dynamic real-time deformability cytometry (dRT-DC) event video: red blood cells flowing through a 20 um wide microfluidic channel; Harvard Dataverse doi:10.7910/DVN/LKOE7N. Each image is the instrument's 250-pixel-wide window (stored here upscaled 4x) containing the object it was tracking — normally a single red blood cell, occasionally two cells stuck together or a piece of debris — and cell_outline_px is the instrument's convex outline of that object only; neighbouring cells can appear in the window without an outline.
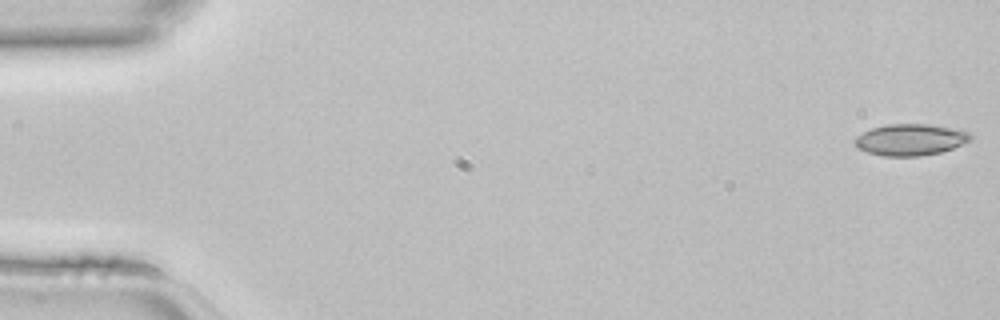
{"species": "common noctule bat (a hibernating species)", "species_latin": "Nyctalus noctula", "temperature_condition": "room temperature", "stored_images_in_passage": 45, "camera_frame_rate_fps": 3000, "um_per_image_px": 0.085, "animal": {"sex": "female", "body_mass_g": 22.7, "forearm_length_mm": 54.2}, "frame": {"image": 1, "passage_image": 1, "time_ms": 0.0, "image_size_px": [1000, 320], "cell_outline_px": [[972, 140], [952, 148], [940, 152], [920, 156], [880, 156], [856, 148], [852, 140], [856, 136], [872, 128], [888, 124], [928, 124], [952, 128], [968, 132], [972, 136]], "centroid_in_image_um": [77.34, 11.88], "position_along_channel_um": 7.7, "area_um2": 21.27}}
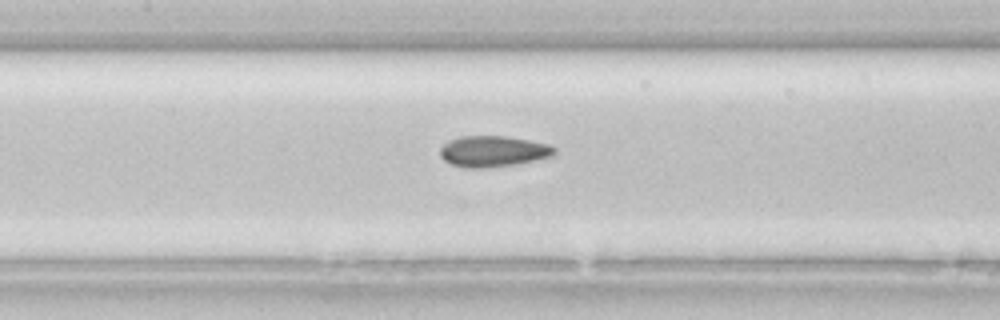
{"frame": {"image": 2, "passage_image": 21, "time_ms": 6.667, "image_size_px": [1000, 320], "cell_outline_px": [[556, 152], [552, 156], [516, 164], [480, 168], [464, 168], [452, 164], [444, 160], [440, 156], [440, 148], [448, 140], [460, 136], [504, 136], [528, 140], [548, 144], [556, 148]], "centroid_in_image_um": [41.89, 12.86], "position_along_channel_um": 165.5, "area_um2": 20.58}}
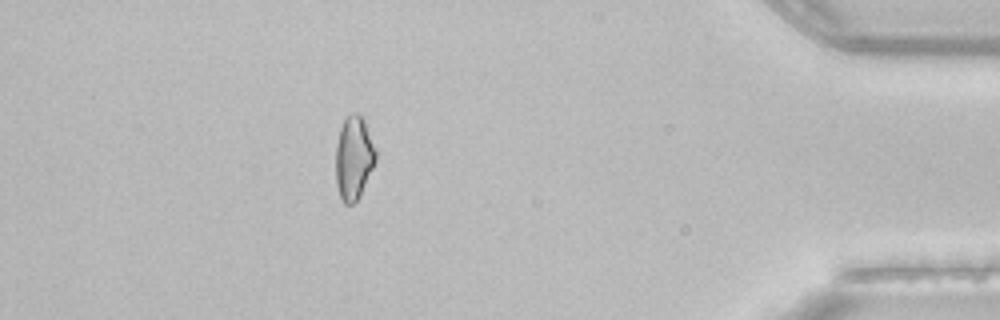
{"frame": {"image": 3, "passage_image": 40, "time_ms": 13.0, "image_size_px": [1000, 320], "cell_outline_px": [[376, 160], [360, 196], [352, 204], [344, 204], [340, 200], [336, 184], [336, 144], [340, 128], [344, 120], [352, 112], [360, 112], [364, 116], [376, 148]], "centroid_in_image_um": [30.08, 13.38], "position_along_channel_um": 405.1, "area_um2": 19.88}}